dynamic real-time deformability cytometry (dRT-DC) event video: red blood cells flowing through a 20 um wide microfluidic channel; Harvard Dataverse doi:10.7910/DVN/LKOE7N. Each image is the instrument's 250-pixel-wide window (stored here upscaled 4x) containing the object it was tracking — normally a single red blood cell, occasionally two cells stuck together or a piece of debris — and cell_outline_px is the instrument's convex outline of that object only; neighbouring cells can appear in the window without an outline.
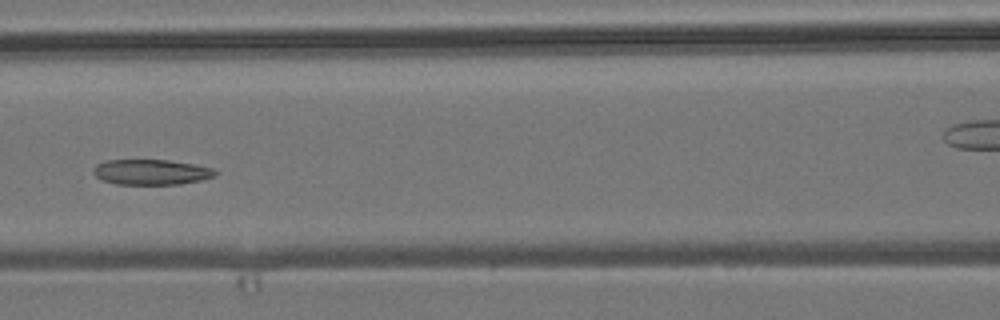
{"species": "common noctule bat (a hibernating species)", "species_latin": "Nyctalus noctula", "temperature_condition": "room temperature", "stored_images_in_passage": 7, "segment_of_instrument_passage": [1, 2], "camera_frame_rate_fps": 3000, "um_per_image_px": 0.085, "animal": {"sex": "male", "body_mass_g": 19.2, "forearm_length_mm": 51.8}, "frame": {"image": 1, "passage_image": 5, "time_ms": 5.667, "image_size_px": [1000, 320], "cell_outline_px": [[220, 172], [216, 176], [200, 180], [180, 184], [116, 184], [100, 180], [92, 172], [92, 168], [96, 164], [104, 160], [168, 160], [192, 164], [212, 168]], "centroid_in_image_um": [12.82, 14.62], "position_along_channel_um": 153.8, "area_um2": 18.15}}
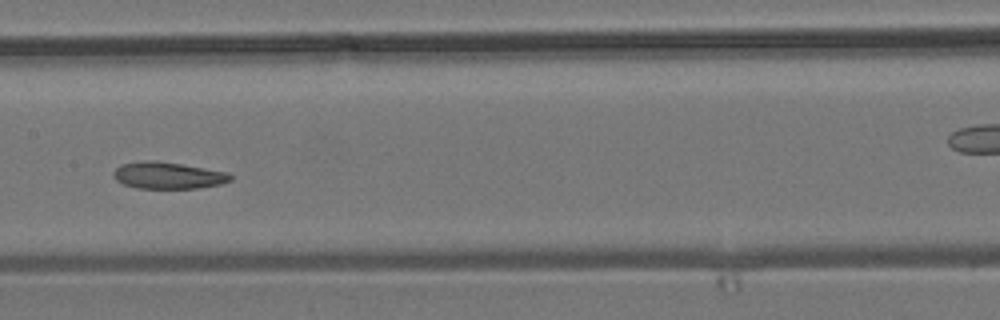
{"frame": {"image": 2, "passage_image": 6, "time_ms": 6.667, "image_size_px": [1000, 320], "cell_outline_px": [[232, 180], [220, 184], [196, 188], [136, 188], [124, 184], [116, 180], [112, 176], [112, 172], [120, 164], [144, 160], [156, 160], [228, 172], [232, 176]], "centroid_in_image_um": [14.24, 14.9], "position_along_channel_um": 193.2, "area_um2": 18.26}}